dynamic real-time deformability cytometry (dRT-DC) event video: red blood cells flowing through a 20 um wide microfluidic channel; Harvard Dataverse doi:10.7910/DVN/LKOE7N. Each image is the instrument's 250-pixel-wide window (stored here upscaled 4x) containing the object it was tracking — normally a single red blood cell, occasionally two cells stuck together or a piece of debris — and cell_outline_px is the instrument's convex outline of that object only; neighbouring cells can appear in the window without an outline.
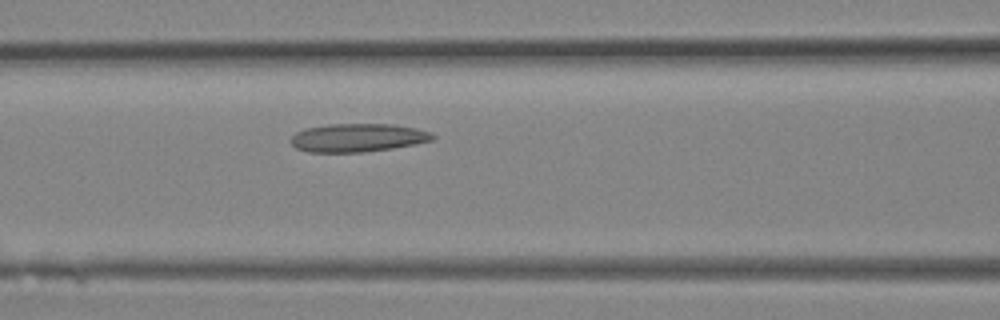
{"species": "Egyptian fruit bat (a non-hibernating species)", "species_latin": "Rousettus aegyptiacus", "temperature_condition": "room temperature", "stored_images_in_passage": 24, "camera_frame_rate_fps": 3000, "um_per_image_px": 0.085, "animal": {"sex": "female"}, "frame": {"image": 1, "passage_image": 8, "time_ms": 2.333, "image_size_px": [1000, 320], "cell_outline_px": [[436, 136], [432, 140], [392, 148], [360, 152], [308, 152], [296, 148], [288, 140], [296, 132], [304, 128], [328, 124], [392, 124], [416, 128], [432, 132]], "centroid_in_image_um": [30.37, 11.7], "position_along_channel_um": 136.2, "area_um2": 23.41}}
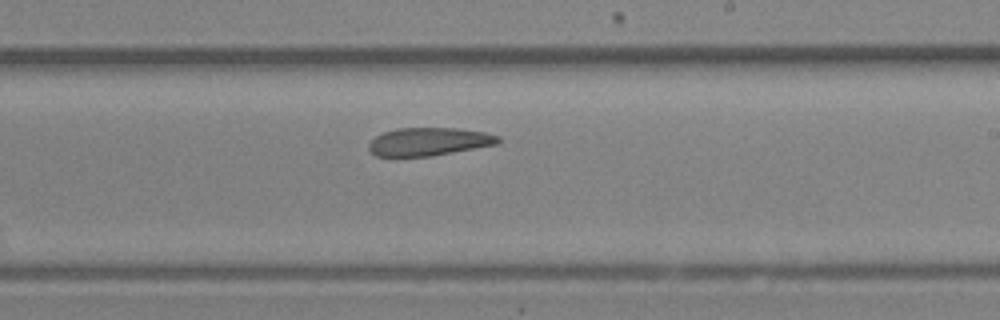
{"frame": {"image": 2, "passage_image": 13, "time_ms": 4.0, "image_size_px": [1000, 320], "cell_outline_px": [[504, 140], [500, 144], [432, 156], [376, 156], [368, 148], [368, 144], [376, 136], [384, 132], [396, 128], [460, 128], [484, 132], [500, 136]], "centroid_in_image_um": [36.53, 12.03], "position_along_channel_um": 252.5, "area_um2": 21.39}}
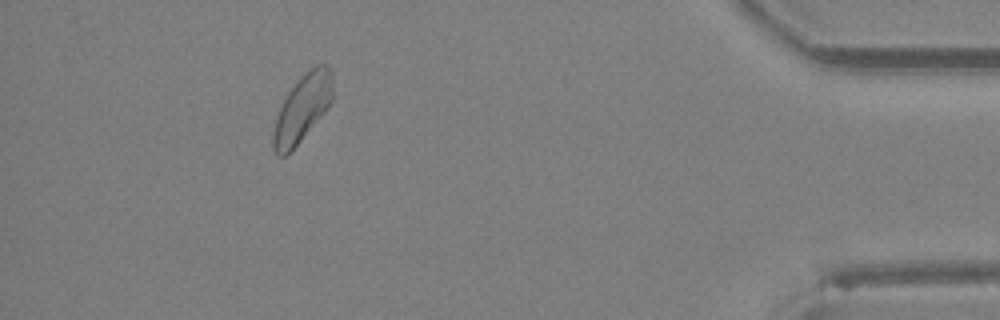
{"frame": {"image": 3, "passage_image": 22, "time_ms": 7.0, "image_size_px": [1000, 320], "cell_outline_px": [[332, 100], [324, 112], [300, 140], [284, 156], [280, 156], [276, 152], [272, 144], [272, 136], [276, 116], [284, 96], [300, 76], [304, 72], [316, 64], [324, 64], [332, 72]], "centroid_in_image_um": [25.68, 9.14], "position_along_channel_um": 409.5, "area_um2": 22.95}}